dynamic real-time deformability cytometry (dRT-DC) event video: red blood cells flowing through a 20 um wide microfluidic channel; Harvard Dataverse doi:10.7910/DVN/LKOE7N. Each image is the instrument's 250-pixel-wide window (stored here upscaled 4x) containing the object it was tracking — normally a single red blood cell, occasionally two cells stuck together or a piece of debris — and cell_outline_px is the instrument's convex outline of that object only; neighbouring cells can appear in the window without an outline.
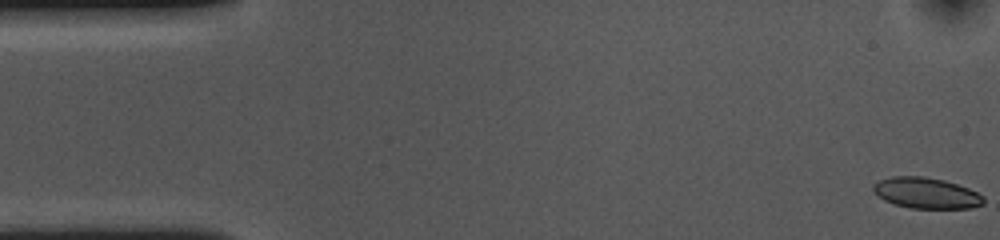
{"species": "common noctule bat (a hibernating species)", "species_latin": "Nyctalus noctula", "temperature_condition": "cold", "stored_images_in_passage": 55, "camera_frame_rate_fps": 3000, "um_per_image_px": 0.085, "animal": {"sex": "female", "body_mass_g": 10.0, "forearm_length_mm": 53.1}, "frame": {"image": 1, "passage_image": 1, "time_ms": 0.0, "image_size_px": [1000, 240], "cell_outline_px": [[984, 204], [972, 208], [908, 208], [892, 204], [884, 200], [872, 188], [872, 184], [880, 180], [892, 176], [924, 176], [944, 180], [968, 188], [984, 196]], "centroid_in_image_um": [78.73, 16.41], "position_along_channel_um": 6.3, "area_um2": 19.88}}
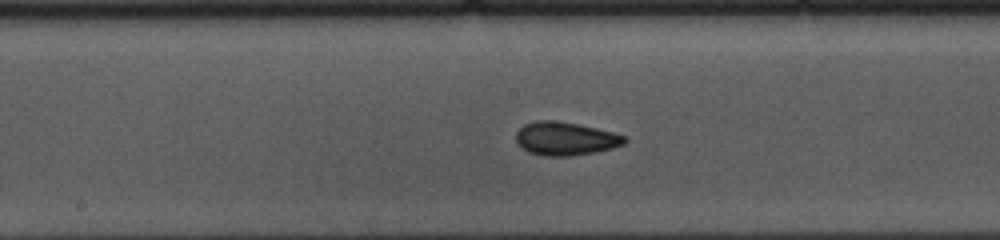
{"frame": {"image": 2, "passage_image": 27, "time_ms": 8.667, "image_size_px": [1000, 240], "cell_outline_px": [[628, 140], [624, 144], [612, 148], [596, 152], [572, 156], [544, 156], [528, 152], [516, 140], [516, 132], [524, 124], [536, 120], [552, 120], [576, 124], [596, 128], [628, 136]], "centroid_in_image_um": [48.09, 11.79], "position_along_channel_um": 200.1, "area_um2": 21.1}}
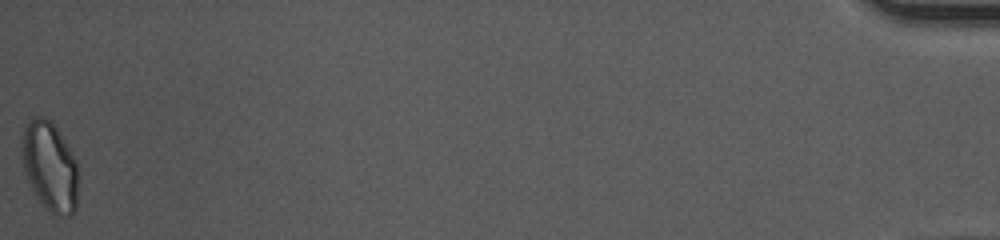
{"frame": {"image": 3, "passage_image": 55, "time_ms": 18.0, "image_size_px": [1000, 240], "cell_outline_px": [[76, 208], [72, 216], [56, 216], [44, 208], [32, 192], [24, 168], [20, 152], [20, 144], [24, 128], [28, 120], [32, 116], [44, 116], [56, 128], [76, 160]], "centroid_in_image_um": [4.18, 14.17], "position_along_channel_um": 431.0, "area_um2": 29.48}, "authors_computed_cell_mechanics": {"area_um2": 20.519, "velocity_mm_per_s": 3.5948, "shape_relaxation_time_tau1_ms": 5.1994, "shape_relaxation_time_tau2_ms": 1.9117, "deformation_change_tau1": 0.1102, "deformation_change_tau2": 0.0755}}